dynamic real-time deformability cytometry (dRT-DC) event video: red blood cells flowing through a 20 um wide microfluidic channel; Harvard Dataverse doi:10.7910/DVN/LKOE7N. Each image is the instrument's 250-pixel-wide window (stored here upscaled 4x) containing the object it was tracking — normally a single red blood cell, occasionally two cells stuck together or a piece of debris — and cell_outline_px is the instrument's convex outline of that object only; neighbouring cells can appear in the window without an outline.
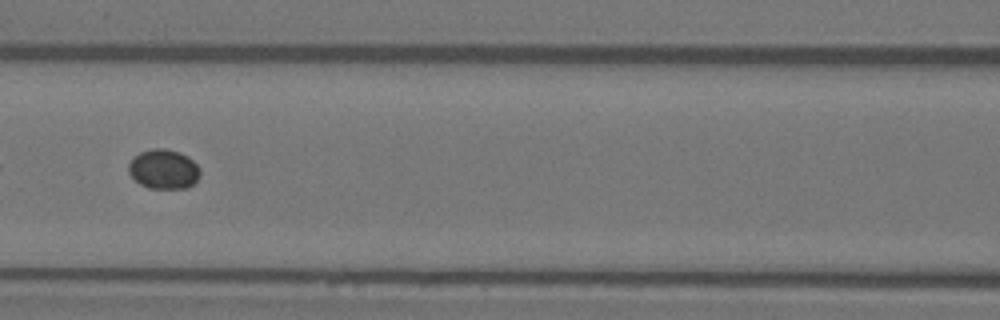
{"species": "Egyptian fruit bat (a non-hibernating species)", "species_latin": "Rousettus aegyptiacus", "temperature_condition": "warm", "stored_images_in_passage": 45, "camera_frame_rate_fps": 3000, "um_per_image_px": 0.085, "animal": {"sex": "female"}, "frame": {"image": 1, "passage_image": 16, "time_ms": 5.0, "image_size_px": [1000, 320], "cell_outline_px": [[200, 176], [188, 188], [148, 188], [140, 184], [128, 172], [128, 164], [132, 156], [140, 152], [152, 148], [164, 148], [180, 152], [188, 156], [200, 168]], "centroid_in_image_um": [13.89, 14.36], "position_along_channel_um": 152.7, "area_um2": 16.65}}
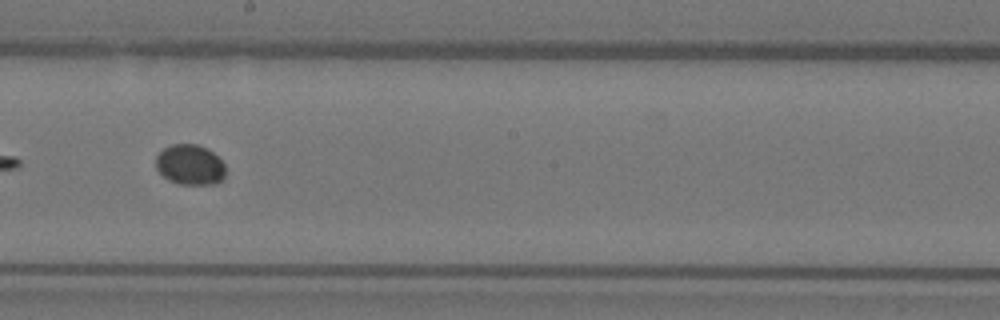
{"frame": {"image": 2, "passage_image": 22, "time_ms": 7.0, "image_size_px": [1000, 320], "cell_outline_px": [[224, 180], [216, 184], [180, 184], [168, 180], [156, 168], [156, 156], [164, 148], [172, 144], [196, 144], [212, 152], [224, 164]], "centroid_in_image_um": [16.14, 14.02], "position_along_channel_um": 232.1, "area_um2": 16.24}}
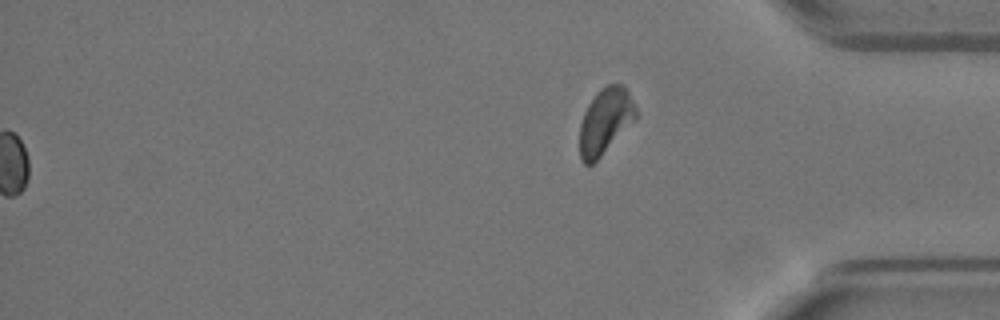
{"frame": {"image": 3, "passage_image": 45, "time_ms": 14.667, "image_size_px": [1000, 320], "cell_outline_px": [[640, 116], [592, 164], [584, 164], [580, 160], [580, 124], [584, 112], [588, 104], [596, 92], [600, 88], [608, 84], [624, 84]], "centroid_in_image_um": [51.47, 10.27], "position_along_channel_um": 383.7, "area_um2": 21.68}}